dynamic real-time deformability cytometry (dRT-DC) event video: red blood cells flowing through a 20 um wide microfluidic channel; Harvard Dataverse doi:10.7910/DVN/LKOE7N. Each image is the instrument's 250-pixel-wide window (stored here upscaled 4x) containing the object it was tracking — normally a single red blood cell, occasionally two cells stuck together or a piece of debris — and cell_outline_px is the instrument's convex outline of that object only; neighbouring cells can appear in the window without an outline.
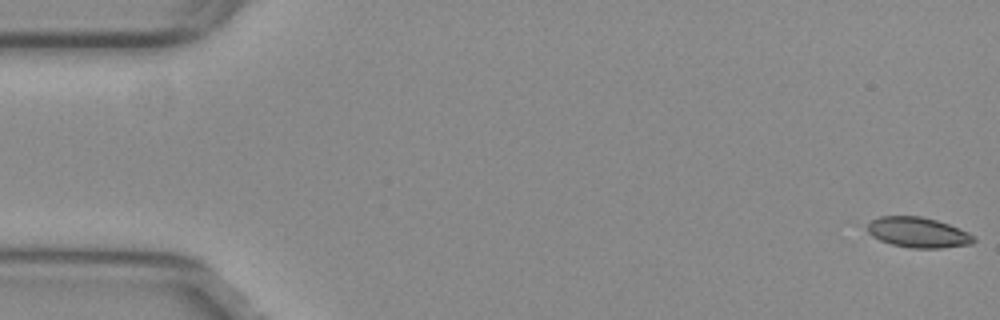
{"species": "common noctule bat (a hibernating species)", "species_latin": "Nyctalus noctula", "temperature_condition": "warm", "stored_images_in_passage": 28, "camera_frame_rate_fps": 3000, "um_per_image_px": 0.085, "animal": {"sex": "female", "body_mass_g": 29.2, "forearm_length_mm": 56.3}, "frame": {"image": 1, "passage_image": 1, "time_ms": 0.0, "image_size_px": [1000, 320], "cell_outline_px": [[976, 240], [972, 244], [940, 248], [912, 248], [892, 244], [880, 240], [872, 236], [868, 232], [868, 224], [872, 220], [880, 216], [920, 216], [936, 220], [948, 224], [968, 232], [976, 236]], "centroid_in_image_um": [78.06, 19.76], "position_along_channel_um": 6.9, "area_um2": 18.73}}
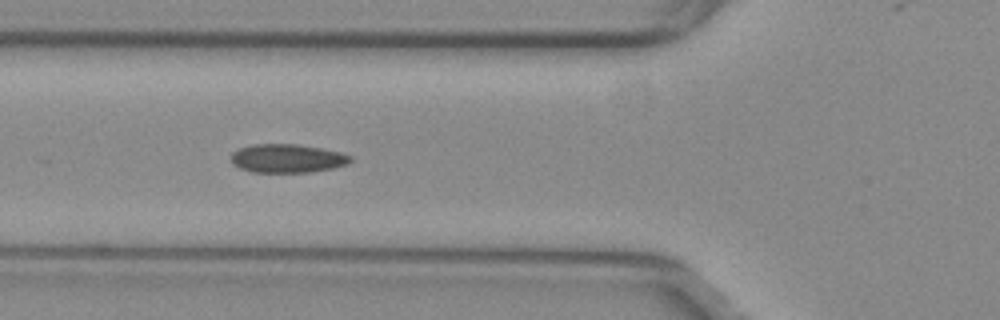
{"frame": {"image": 2, "passage_image": 20, "time_ms": 6.333, "image_size_px": [1000, 320], "cell_outline_px": [[352, 160], [348, 164], [332, 168], [312, 172], [252, 172], [240, 168], [232, 164], [232, 152], [240, 148], [252, 144], [296, 144], [320, 148], [340, 152], [352, 156]], "centroid_in_image_um": [24.42, 13.46], "position_along_channel_um": 101.4, "area_um2": 19.88}}
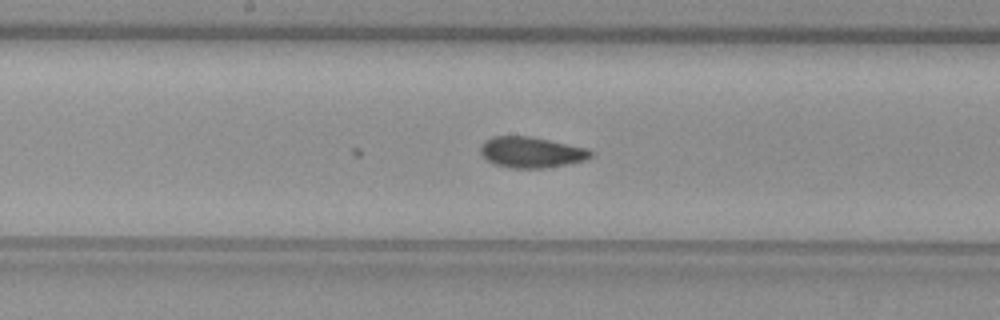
{"frame": {"image": 3, "passage_image": 28, "time_ms": 9.0, "image_size_px": [1000, 320], "cell_outline_px": [[596, 152], [588, 160], [568, 164], [544, 168], [512, 168], [492, 164], [480, 156], [480, 148], [484, 140], [492, 136], [528, 136], [588, 148]], "centroid_in_image_um": [45.16, 12.95], "position_along_channel_um": 203.0, "area_um2": 20.17}}